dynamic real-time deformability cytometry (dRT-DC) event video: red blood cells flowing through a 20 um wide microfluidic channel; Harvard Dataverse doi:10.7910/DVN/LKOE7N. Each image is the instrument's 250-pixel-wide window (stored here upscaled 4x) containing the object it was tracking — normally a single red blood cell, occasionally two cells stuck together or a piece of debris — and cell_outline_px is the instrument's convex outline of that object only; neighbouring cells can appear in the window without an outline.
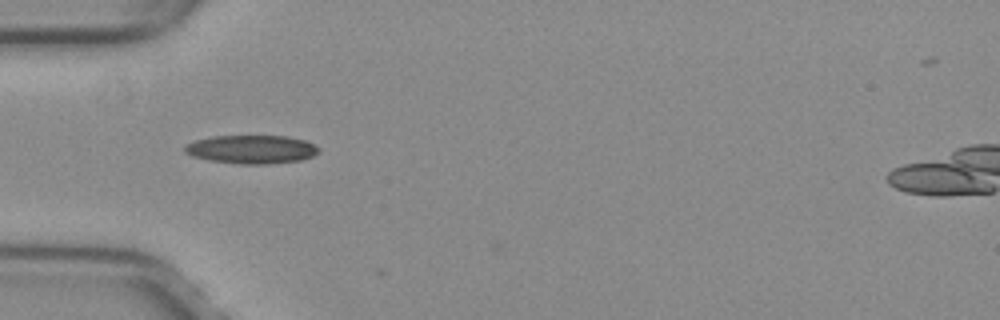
{"species": "common noctule bat (a hibernating species)", "species_latin": "Nyctalus noctula", "temperature_condition": "warm", "stored_images_in_passage": 3, "camera_frame_rate_fps": 3000, "um_per_image_px": 0.085, "animal": {"sex": "female", "body_mass_g": 29.2, "forearm_length_mm": 56.3}, "frame": {"image": 1, "passage_image": 2, "time_ms": 0.333, "image_size_px": [1000, 320], "cell_outline_px": [[320, 152], [312, 156], [300, 160], [268, 164], [240, 164], [208, 160], [192, 156], [184, 152], [184, 144], [196, 140], [212, 136], [288, 136], [304, 140], [320, 148]], "centroid_in_image_um": [21.36, 12.69], "position_along_channel_um": 63.6, "area_um2": 22.31}}